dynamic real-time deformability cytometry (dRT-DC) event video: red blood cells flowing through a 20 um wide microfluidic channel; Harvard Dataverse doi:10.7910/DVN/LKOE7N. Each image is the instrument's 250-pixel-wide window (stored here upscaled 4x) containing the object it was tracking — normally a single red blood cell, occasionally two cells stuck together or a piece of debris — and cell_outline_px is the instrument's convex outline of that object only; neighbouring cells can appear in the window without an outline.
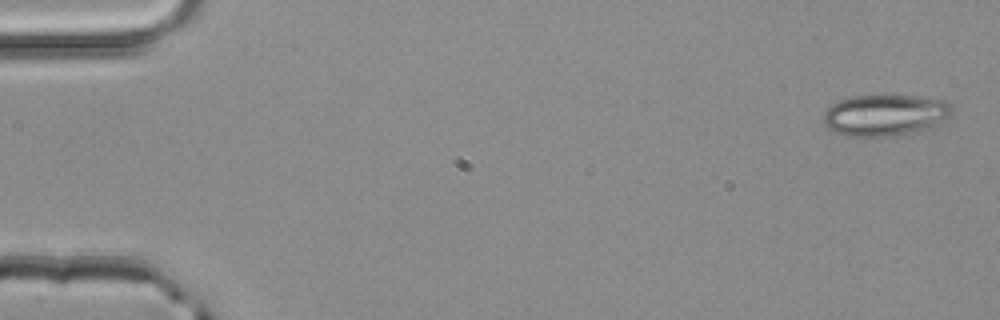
{"species": "common noctule bat (a hibernating species)", "species_latin": "Nyctalus noctula", "temperature_condition": "room temperature", "stored_images_in_passage": 4, "camera_frame_rate_fps": 3000, "um_per_image_px": 0.085, "animal": {"sex": "male", "body_mass_g": 20.4}, "frame": {"image": 1, "passage_image": 1, "time_ms": 0.0, "image_size_px": [1000, 320], "cell_outline_px": [[952, 112], [948, 116], [936, 124], [920, 132], [884, 136], [848, 136], [836, 132], [828, 128], [824, 124], [824, 112], [832, 104], [840, 100], [852, 96], [916, 96], [948, 100], [952, 104]], "centroid_in_image_um": [75.25, 9.78], "position_along_channel_um": 9.8, "area_um2": 30.87}}
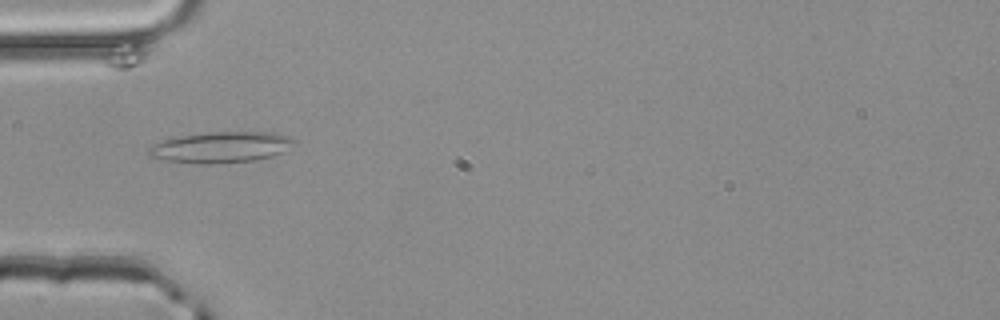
{"frame": {"image": 2, "passage_image": 4, "time_ms": 1.0, "image_size_px": [1000, 320], "cell_outline_px": [[296, 144], [284, 152], [272, 156], [256, 160], [208, 164], [200, 164], [164, 160], [148, 156], [148, 148], [164, 140], [180, 136], [208, 132], [272, 132], [288, 136], [296, 140]], "centroid_in_image_um": [18.83, 12.52], "position_along_channel_um": 66.2, "area_um2": 26.3}}